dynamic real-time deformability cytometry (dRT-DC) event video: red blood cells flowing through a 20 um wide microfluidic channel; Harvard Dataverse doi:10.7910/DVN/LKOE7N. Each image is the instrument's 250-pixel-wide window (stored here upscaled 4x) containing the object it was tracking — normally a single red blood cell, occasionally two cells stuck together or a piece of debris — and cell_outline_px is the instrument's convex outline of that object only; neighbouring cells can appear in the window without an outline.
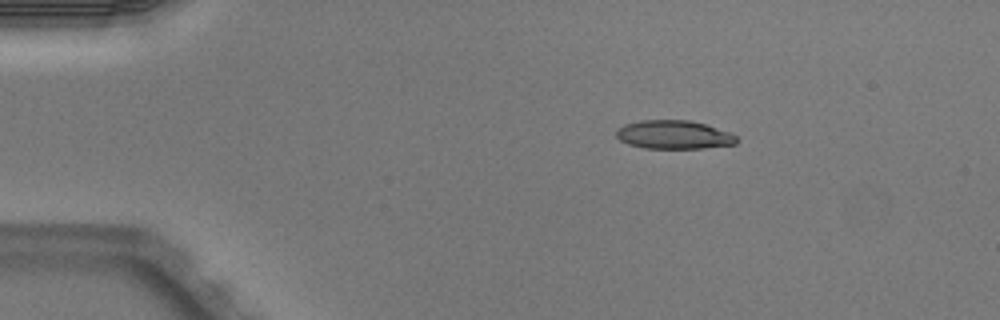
{"species": "Egyptian fruit bat (a non-hibernating species)", "species_latin": "Rousettus aegyptiacus", "temperature_condition": "warm", "stored_images_in_passage": 5, "camera_frame_rate_fps": 3000, "um_per_image_px": 0.085, "animal": {"sex": "male"}, "frame": {"image": 1, "passage_image": 1, "time_ms": 0.0, "image_size_px": [1000, 320], "cell_outline_px": [[736, 144], [704, 148], [644, 148], [628, 144], [620, 140], [616, 136], [616, 128], [624, 124], [640, 120], [692, 120], [732, 132], [736, 136]], "centroid_in_image_um": [57.27, 11.44], "position_along_channel_um": 27.7, "area_um2": 20.23}}
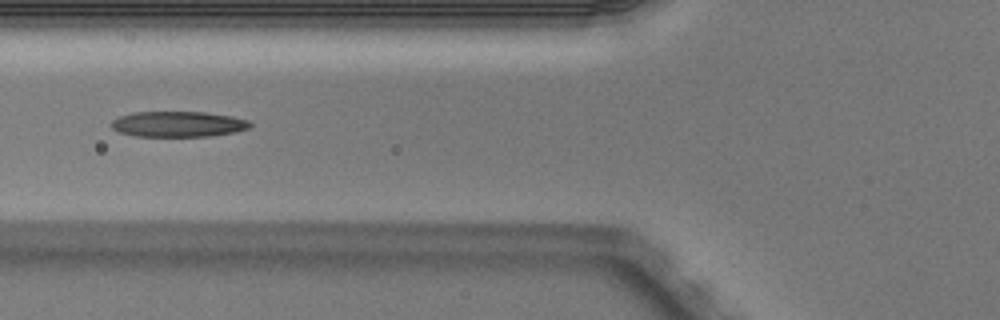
{"frame": {"image": 2, "passage_image": 4, "time_ms": 1.0, "image_size_px": [1000, 320], "cell_outline_px": [[252, 124], [248, 128], [232, 132], [212, 136], [136, 136], [120, 132], [112, 128], [112, 120], [120, 116], [132, 112], [204, 112], [232, 116], [248, 120]], "centroid_in_image_um": [15.14, 10.54], "position_along_channel_um": 110.7, "area_um2": 20.52}}
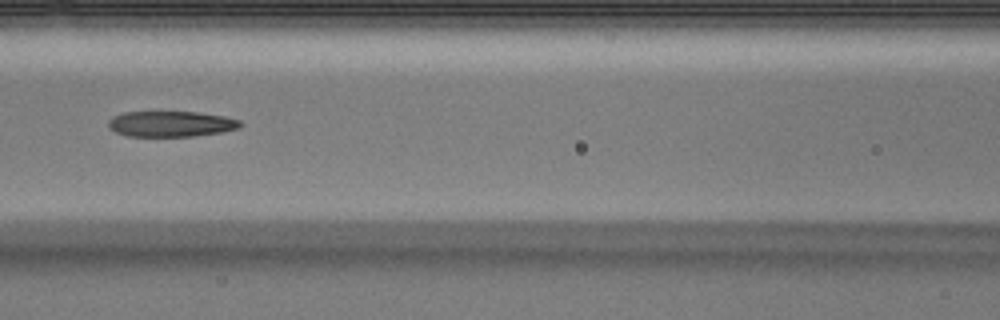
{"frame": {"image": 3, "passage_image": 5, "time_ms": 1.333, "image_size_px": [1000, 320], "cell_outline_px": [[244, 124], [240, 128], [220, 132], [192, 136], [128, 136], [116, 132], [108, 128], [108, 120], [112, 116], [124, 112], [200, 112], [224, 116], [240, 120]], "centroid_in_image_um": [14.53, 10.52], "position_along_channel_um": 152.1, "area_um2": 19.83}}